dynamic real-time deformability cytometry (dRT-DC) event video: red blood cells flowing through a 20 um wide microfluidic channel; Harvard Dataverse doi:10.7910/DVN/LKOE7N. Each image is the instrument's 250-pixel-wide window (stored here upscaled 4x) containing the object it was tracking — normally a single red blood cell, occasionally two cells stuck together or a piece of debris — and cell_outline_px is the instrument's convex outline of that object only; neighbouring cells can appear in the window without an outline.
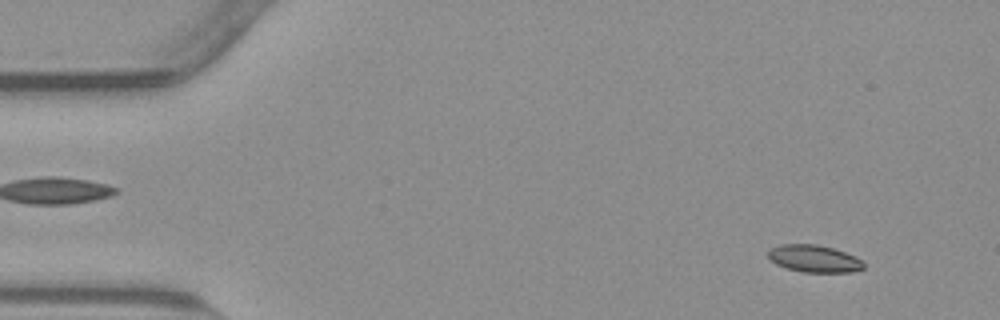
{"species": "common noctule bat (a hibernating species)", "species_latin": "Nyctalus noctula", "temperature_condition": "warm", "stored_images_in_passage": 55, "camera_frame_rate_fps": 3000, "um_per_image_px": 0.085, "animal": {"sex": "male", "body_mass_g": 23.1, "forearm_length_mm": 52.7}, "frame": {"image": 1, "passage_image": 5, "time_ms": 1.333, "image_size_px": [1000, 320], "cell_outline_px": [[864, 268], [852, 272], [804, 272], [784, 268], [776, 264], [768, 256], [768, 248], [780, 244], [816, 244], [832, 248], [856, 256], [864, 260]], "centroid_in_image_um": [69.2, 21.98], "position_along_channel_um": 15.8, "area_um2": 15.32}}
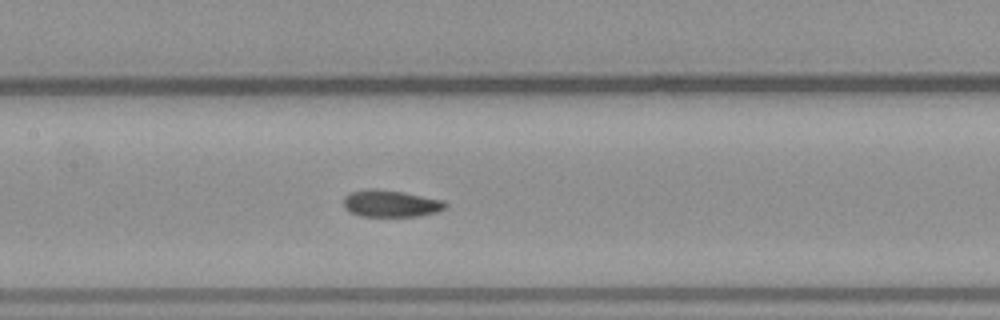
{"frame": {"image": 2, "passage_image": 26, "time_ms": 8.333, "image_size_px": [1000, 320], "cell_outline_px": [[448, 204], [444, 208], [436, 212], [420, 216], [360, 216], [348, 212], [344, 208], [344, 196], [352, 192], [372, 188], [404, 192], [444, 200]], "centroid_in_image_um": [33.21, 17.3], "position_along_channel_um": 174.2, "area_um2": 16.01}}
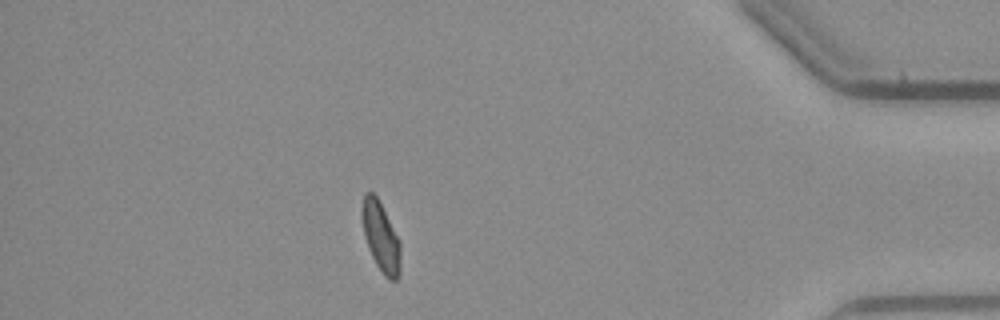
{"frame": {"image": 3, "passage_image": 48, "time_ms": 15.667, "image_size_px": [1000, 320], "cell_outline_px": [[400, 276], [396, 280], [388, 280], [384, 276], [376, 264], [368, 248], [364, 236], [364, 196], [368, 192], [372, 192], [376, 196], [400, 240]], "centroid_in_image_um": [32.42, 20.24], "position_along_channel_um": 402.8, "area_um2": 15.09}, "authors_computed_cell_mechanics": {"area_um2": 15.895, "velocity_mm_per_s": 3.7756, "shape_relaxation_time_tau1_ms": null, "shape_relaxation_time_tau2_ms": 1.9338, "deformation_change_tau1": null, "deformation_change_tau2": 0.0632}}